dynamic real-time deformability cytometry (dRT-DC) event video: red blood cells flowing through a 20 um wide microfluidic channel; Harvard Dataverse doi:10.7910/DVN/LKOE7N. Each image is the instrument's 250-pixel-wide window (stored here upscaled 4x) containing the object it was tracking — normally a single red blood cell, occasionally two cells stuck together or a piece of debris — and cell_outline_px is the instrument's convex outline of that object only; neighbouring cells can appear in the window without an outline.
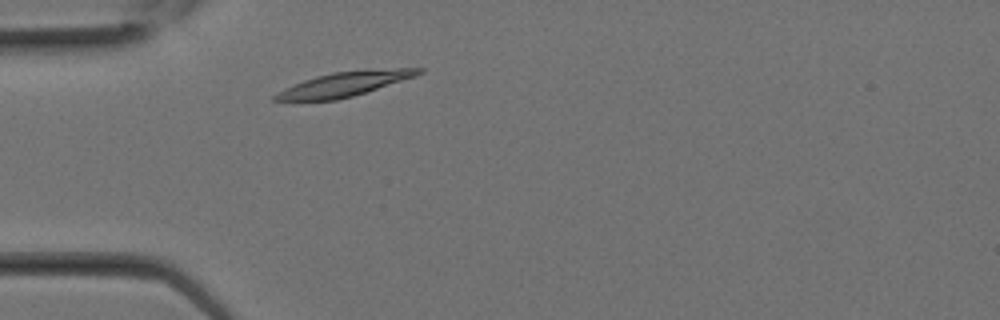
{"species": "Egyptian fruit bat (a non-hibernating species)", "species_latin": "Rousettus aegyptiacus", "temperature_condition": "room temperature", "stored_images_in_passage": 5, "camera_frame_rate_fps": 3000, "um_per_image_px": 0.085, "animal": {"sex": "female"}, "frame": {"image": 1, "passage_image": 3, "time_ms": 0.667, "image_size_px": [1000, 320], "cell_outline_px": [[424, 72], [416, 76], [352, 96], [336, 100], [272, 100], [272, 96], [284, 88], [304, 80], [316, 76], [332, 72], [396, 68], [424, 68]], "centroid_in_image_um": [29.28, 7.14], "position_along_channel_um": 55.7, "area_um2": 20.06}}
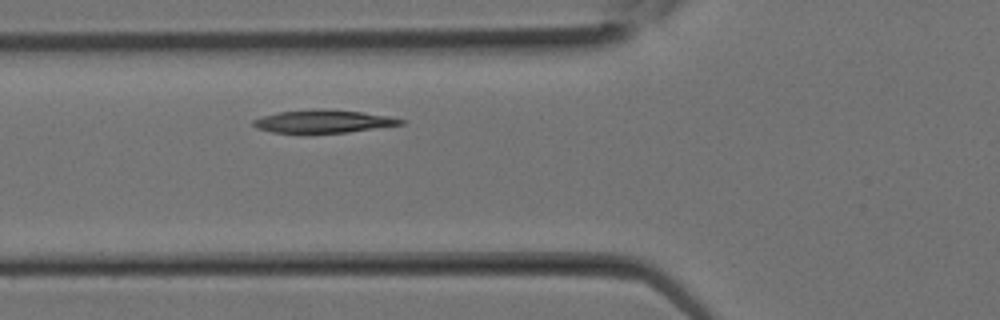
{"frame": {"image": 2, "passage_image": 5, "time_ms": 1.333, "image_size_px": [1000, 320], "cell_outline_px": [[404, 124], [348, 132], [272, 132], [256, 128], [252, 124], [252, 120], [276, 112], [312, 108], [324, 108], [364, 112], [388, 116], [404, 120]], "centroid_in_image_um": [27.47, 10.29], "position_along_channel_um": 98.3, "area_um2": 19.65}}